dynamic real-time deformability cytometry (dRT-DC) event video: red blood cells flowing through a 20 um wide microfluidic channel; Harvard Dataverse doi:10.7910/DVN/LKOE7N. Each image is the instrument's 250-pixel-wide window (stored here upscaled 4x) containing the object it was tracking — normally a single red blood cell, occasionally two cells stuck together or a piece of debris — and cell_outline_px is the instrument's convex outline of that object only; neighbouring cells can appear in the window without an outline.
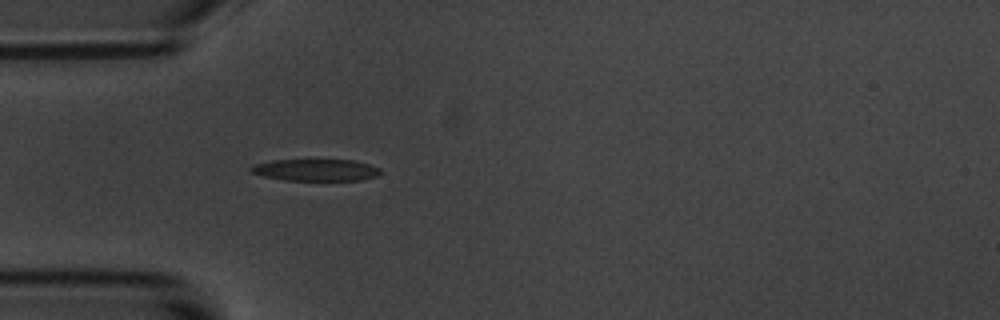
{"species": "common noctule bat (a hibernating species)", "species_latin": "Nyctalus noctula", "temperature_condition": "room temperature", "stored_images_in_passage": 5, "camera_frame_rate_fps": 3000, "um_per_image_px": 0.085, "animal": {"sex": "male", "body_mass_g": 20.1, "forearm_length_mm": 53.5}, "frame": {"image": 1, "passage_image": 5, "time_ms": 4.667, "image_size_px": [1000, 320], "cell_outline_px": [[380, 172], [376, 176], [360, 180], [284, 180], [264, 176], [252, 172], [248, 168], [256, 164], [272, 160], [352, 160], [368, 164], [380, 168]], "centroid_in_image_um": [26.83, 14.45], "position_along_channel_um": 58.2, "area_um2": 16.24}}